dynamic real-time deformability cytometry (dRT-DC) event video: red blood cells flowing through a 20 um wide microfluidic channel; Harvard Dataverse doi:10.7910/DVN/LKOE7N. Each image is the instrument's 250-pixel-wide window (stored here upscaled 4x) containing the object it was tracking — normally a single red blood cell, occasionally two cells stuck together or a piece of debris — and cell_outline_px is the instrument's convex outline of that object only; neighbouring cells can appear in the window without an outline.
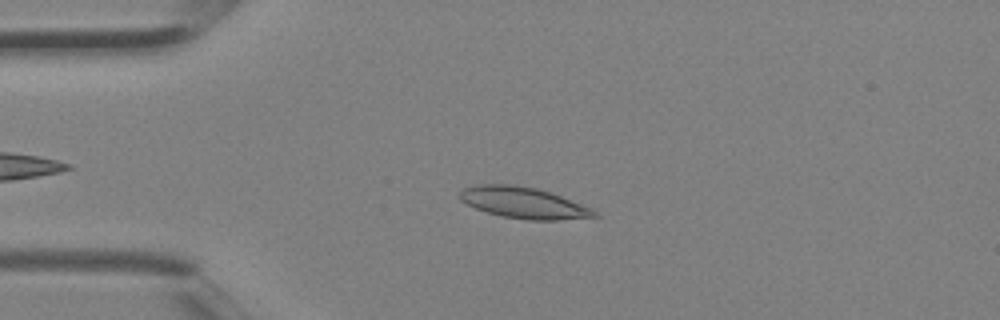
{"species": "Egyptian fruit bat (a non-hibernating species)", "species_latin": "Rousettus aegyptiacus", "temperature_condition": "room temperature", "stored_images_in_passage": 2, "camera_frame_rate_fps": 3000, "um_per_image_px": 0.085, "animal": {"sex": "female"}, "frame": {"image": 1, "passage_image": 1, "time_ms": 0.0, "image_size_px": [1000, 320], "cell_outline_px": [[600, 216], [556, 220], [528, 220], [500, 216], [476, 208], [460, 200], [460, 192], [464, 188], [476, 184], [516, 184], [536, 188], [560, 196], [592, 208]], "centroid_in_image_um": [44.49, 17.23], "position_along_channel_um": 40.5, "area_um2": 24.33}}